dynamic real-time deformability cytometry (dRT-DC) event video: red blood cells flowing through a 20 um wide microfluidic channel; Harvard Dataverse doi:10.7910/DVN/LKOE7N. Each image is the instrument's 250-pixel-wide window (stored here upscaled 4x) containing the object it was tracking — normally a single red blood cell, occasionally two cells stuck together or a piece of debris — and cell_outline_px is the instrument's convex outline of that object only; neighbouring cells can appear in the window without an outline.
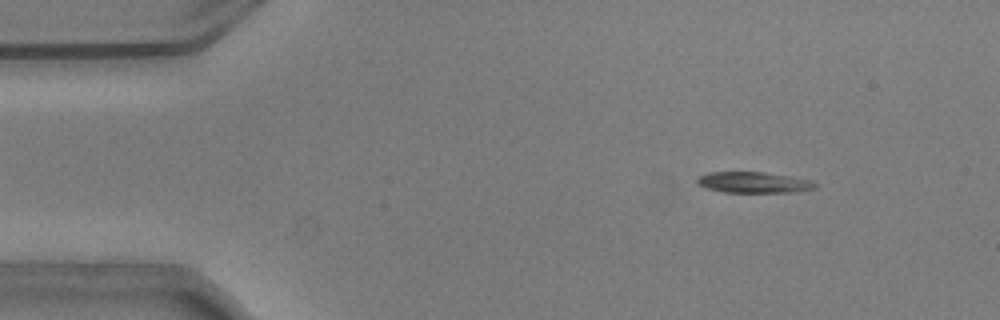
{"species": "common noctule bat (a hibernating species)", "species_latin": "Nyctalus noctula", "temperature_condition": "warm", "stored_images_in_passage": 54, "camera_frame_rate_fps": 3000, "um_per_image_px": 0.085, "animal": {"sex": "male", "body_mass_g": 20.5, "forearm_length_mm": 52.5}, "frame": {"image": 1, "passage_image": 7, "time_ms": 2.0, "image_size_px": [1000, 320], "cell_outline_px": [[816, 188], [796, 192], [724, 192], [708, 188], [696, 184], [696, 176], [708, 172], [764, 172], [812, 180], [816, 184]], "centroid_in_image_um": [64.03, 15.5], "position_along_channel_um": 21.0, "area_um2": 14.45}}
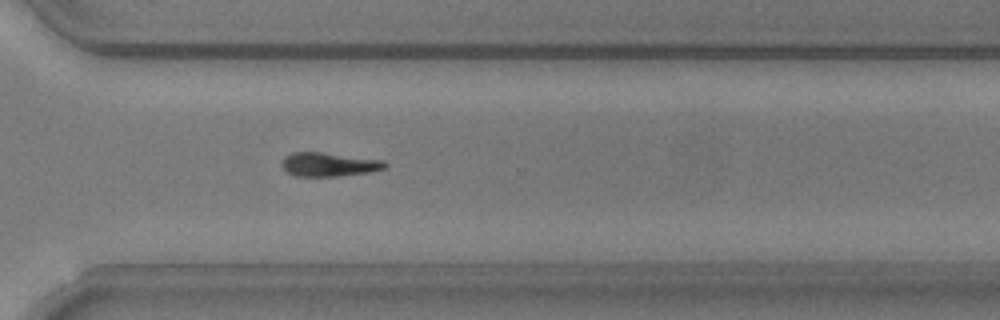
{"frame": {"image": 2, "passage_image": 39, "time_ms": 12.667, "image_size_px": [1000, 320], "cell_outline_px": [[388, 168], [372, 172], [340, 176], [296, 176], [288, 172], [280, 164], [284, 156], [292, 152], [320, 152], [384, 160], [388, 164]], "centroid_in_image_um": [28.0, 13.98], "position_along_channel_um": 342.6, "area_um2": 14.51}}
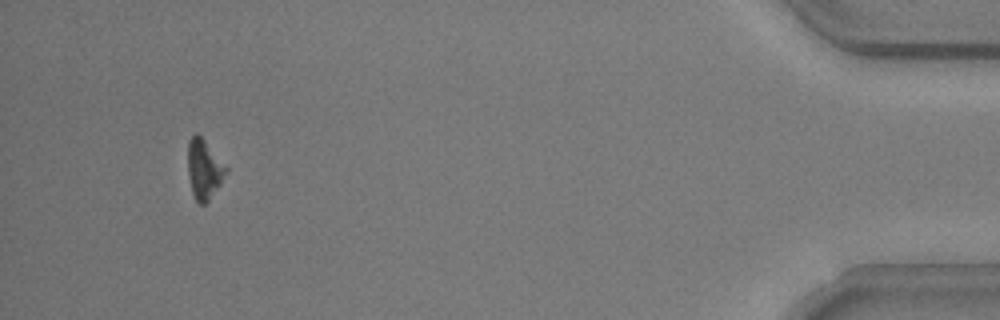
{"frame": {"image": 3, "passage_image": 51, "time_ms": 16.667, "image_size_px": [1000, 320], "cell_outline_px": [[228, 172], [220, 184], [208, 200], [204, 204], [200, 204], [196, 200], [192, 192], [188, 172], [188, 140], [196, 132], [204, 140], [228, 168]], "centroid_in_image_um": [17.35, 14.37], "position_along_channel_um": 417.9, "area_um2": 13.01}, "authors_computed_cell_mechanics": {"area_um2": 14.5367, "velocity_mm_per_s": 3.7311, "shape_relaxation_time_tau1_ms": 2.1091, "shape_relaxation_time_tau2_ms": 11.3196, "deformation_change_tau1": 0.1309, "deformation_change_tau2": 0.1736}}